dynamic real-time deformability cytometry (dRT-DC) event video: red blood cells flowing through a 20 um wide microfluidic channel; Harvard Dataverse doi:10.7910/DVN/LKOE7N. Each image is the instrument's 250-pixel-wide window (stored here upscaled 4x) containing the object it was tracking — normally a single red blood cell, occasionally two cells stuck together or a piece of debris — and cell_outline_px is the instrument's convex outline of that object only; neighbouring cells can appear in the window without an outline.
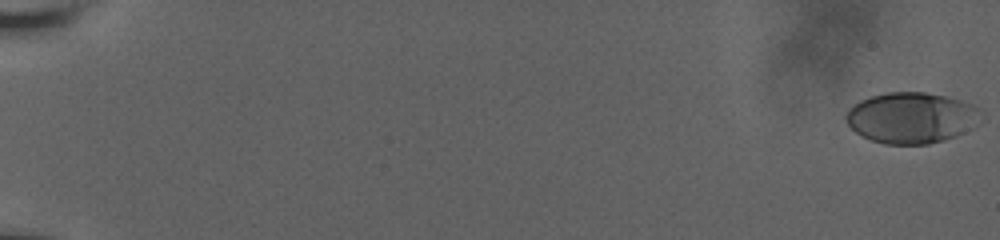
{"species": "human", "species_latin": "Homo sapiens", "temperature_condition": "room temperature", "stored_images_in_passage": 59, "camera_frame_rate_fps": 3000, "um_per_image_px": 0.085, "donor": {"sex": "male"}, "frame": {"image": 1, "passage_image": 1, "time_ms": 0.0, "image_size_px": [1000, 240], "cell_outline_px": [[984, 112], [964, 132], [956, 136], [944, 140], [928, 144], [884, 144], [872, 140], [856, 132], [848, 124], [844, 116], [860, 100], [872, 96], [888, 92], [924, 92], [948, 96], [972, 104], [980, 108]], "centroid_in_image_um": [77.48, 10.0], "position_along_channel_um": 7.5, "area_um2": 39.71}}
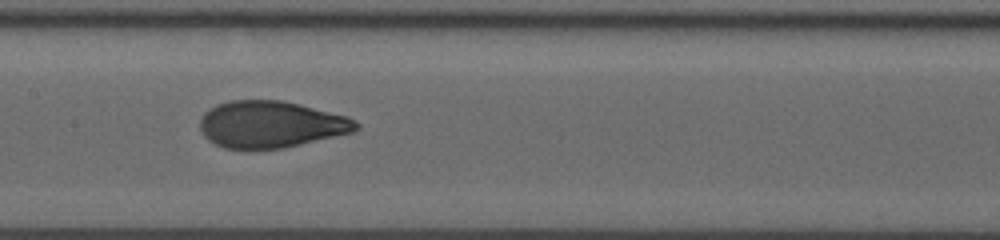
{"frame": {"image": 2, "passage_image": 33, "time_ms": 10.667, "image_size_px": [1000, 240], "cell_outline_px": [[360, 128], [352, 132], [284, 148], [224, 148], [208, 140], [204, 136], [200, 128], [200, 120], [204, 112], [216, 104], [228, 100], [284, 100], [348, 116], [356, 120], [360, 124]], "centroid_in_image_um": [23.03, 10.55], "position_along_channel_um": 184.4, "area_um2": 42.6}}
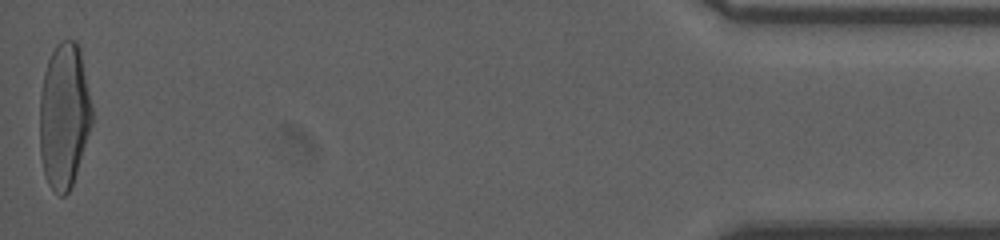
{"frame": {"image": 3, "passage_image": 59, "time_ms": 19.333, "image_size_px": [1000, 240], "cell_outline_px": [[92, 124], [72, 184], [68, 192], [64, 196], [60, 196], [48, 184], [44, 172], [40, 156], [40, 92], [44, 72], [48, 60], [56, 44], [60, 40], [76, 40], [80, 48], [92, 108]], "centroid_in_image_um": [5.44, 9.81], "position_along_channel_um": 429.8, "area_um2": 44.16}, "authors_computed_cell_mechanics": {"area_um2": 42.194, "velocity_mm_per_s": 3.779, "shape_relaxation_time_tau1_ms": 6.1864, "shape_relaxation_time_tau2_ms": null, "deformation_change_tau1": 0.2558, "deformation_change_tau2": null}}